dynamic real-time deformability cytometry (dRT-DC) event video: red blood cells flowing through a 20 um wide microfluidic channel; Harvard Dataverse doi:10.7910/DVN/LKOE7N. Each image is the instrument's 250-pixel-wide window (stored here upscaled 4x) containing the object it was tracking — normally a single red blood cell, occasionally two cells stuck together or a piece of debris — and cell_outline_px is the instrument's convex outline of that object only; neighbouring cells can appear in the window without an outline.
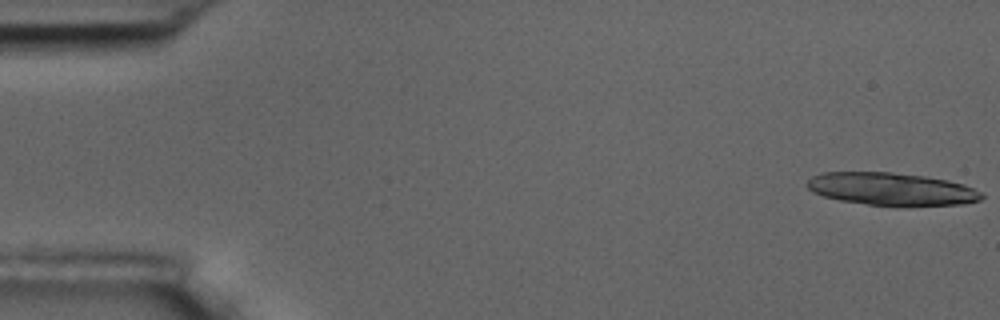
{"species": "common noctule bat (a hibernating species)", "species_latin": "Nyctalus noctula", "temperature_condition": "room temperature", "stored_images_in_passage": 16, "camera_frame_rate_fps": 3000, "um_per_image_px": 0.085, "animal": {"sex": "male", "body_mass_g": 17.5, "forearm_length_mm": 52.3}, "frame": {"image": 1, "passage_image": 1, "time_ms": 0.0, "image_size_px": [1000, 320], "cell_outline_px": [[984, 196], [980, 200], [964, 204], [896, 208], [840, 200], [824, 196], [812, 192], [804, 184], [812, 176], [820, 172], [892, 172], [924, 176], [948, 180], [964, 184], [980, 192]], "centroid_in_image_um": [75.78, 16.09], "position_along_channel_um": 9.2, "area_um2": 33.99}}